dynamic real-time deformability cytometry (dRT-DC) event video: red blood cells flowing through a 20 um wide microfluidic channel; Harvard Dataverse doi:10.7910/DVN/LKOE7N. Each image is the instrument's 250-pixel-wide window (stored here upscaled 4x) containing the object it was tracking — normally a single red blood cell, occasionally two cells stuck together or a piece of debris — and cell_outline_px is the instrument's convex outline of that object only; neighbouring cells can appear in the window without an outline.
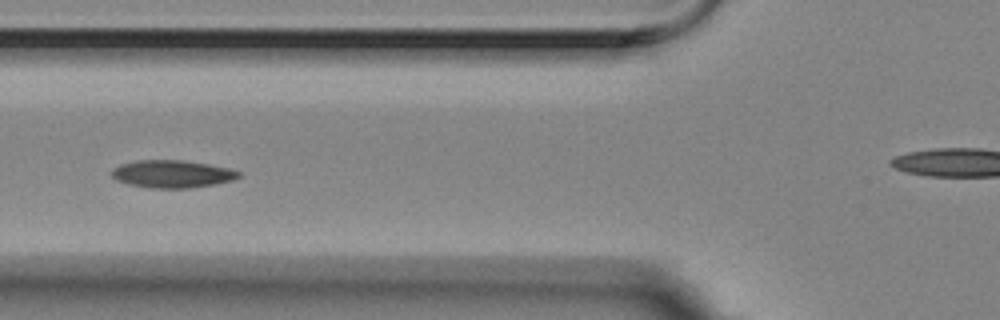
{"species": "Egyptian fruit bat (a non-hibernating species)", "species_latin": "Rousettus aegyptiacus", "temperature_condition": "room temperature", "stored_images_in_passage": 6, "camera_frame_rate_fps": 3000, "um_per_image_px": 0.085, "animal": {"sex": "female"}, "frame": {"image": 1, "passage_image": 5, "time_ms": 1.333, "image_size_px": [1000, 320], "cell_outline_px": [[240, 176], [236, 180], [216, 184], [188, 188], [148, 188], [128, 184], [116, 180], [112, 176], [112, 168], [120, 164], [136, 160], [180, 160], [208, 164], [228, 168], [240, 172]], "centroid_in_image_um": [14.63, 14.79], "position_along_channel_um": 111.2, "area_um2": 20.52}}
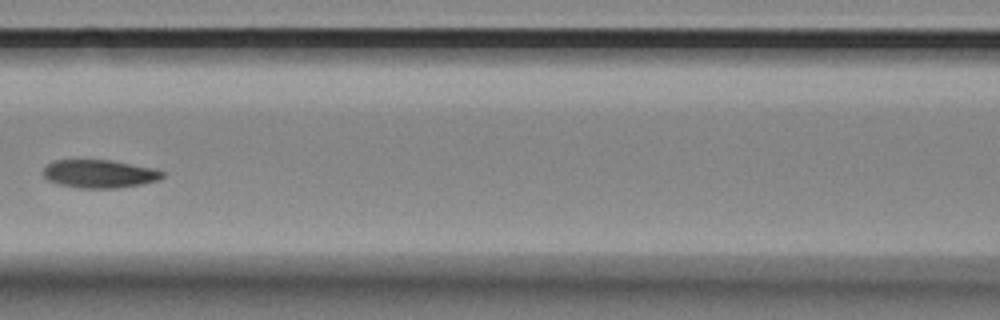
{"frame": {"image": 2, "passage_image": 6, "time_ms": 1.667, "image_size_px": [1000, 320], "cell_outline_px": [[164, 176], [160, 180], [140, 184], [116, 188], [80, 188], [60, 184], [48, 180], [44, 176], [44, 168], [48, 164], [56, 160], [112, 160], [156, 168], [164, 172]], "centroid_in_image_um": [8.5, 14.77], "position_along_channel_um": 158.1, "area_um2": 19.54}}